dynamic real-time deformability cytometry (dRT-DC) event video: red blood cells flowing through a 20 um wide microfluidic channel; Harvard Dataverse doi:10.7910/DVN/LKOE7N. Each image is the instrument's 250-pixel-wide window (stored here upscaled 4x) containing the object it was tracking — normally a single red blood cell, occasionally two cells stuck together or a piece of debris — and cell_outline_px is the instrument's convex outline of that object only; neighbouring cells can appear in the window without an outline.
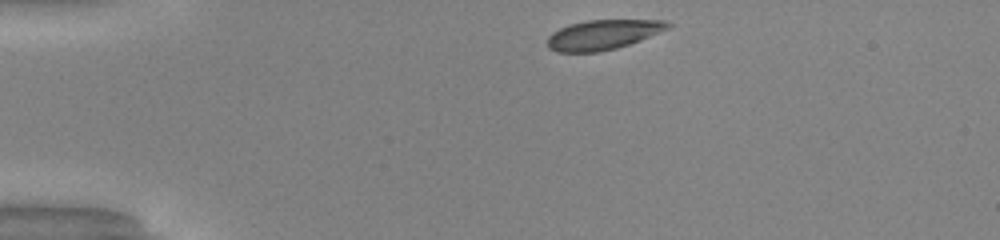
{"species": "common noctule bat (a hibernating species)", "species_latin": "Nyctalus noctula", "temperature_condition": "warm", "stored_images_in_passage": 35, "camera_frame_rate_fps": 3000, "um_per_image_px": 0.085, "animal": {"sex": "male", "body_mass_g": 20.0, "forearm_length_mm": 53.3}, "frame": {"image": 1, "passage_image": 1, "time_ms": 0.0, "image_size_px": [1000, 240], "cell_outline_px": [[672, 28], [640, 40], [616, 48], [596, 52], [556, 52], [548, 48], [548, 36], [552, 32], [560, 28], [572, 24], [588, 20], [664, 20], [672, 24]], "centroid_in_image_um": [51.28, 2.95], "position_along_channel_um": 33.7, "area_um2": 20.87}}
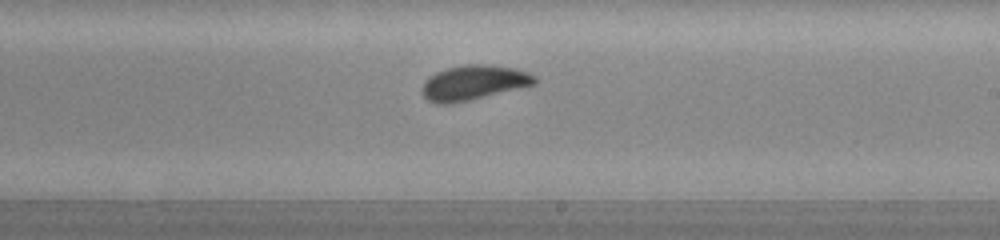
{"frame": {"image": 2, "passage_image": 21, "time_ms": 6.667, "image_size_px": [1000, 240], "cell_outline_px": [[536, 84], [452, 104], [436, 104], [428, 100], [420, 92], [420, 88], [424, 80], [428, 76], [436, 72], [448, 68], [464, 64], [492, 64], [516, 68], [528, 72], [536, 80]], "centroid_in_image_um": [40.2, 7.02], "position_along_channel_um": 248.8, "area_um2": 23.0}}
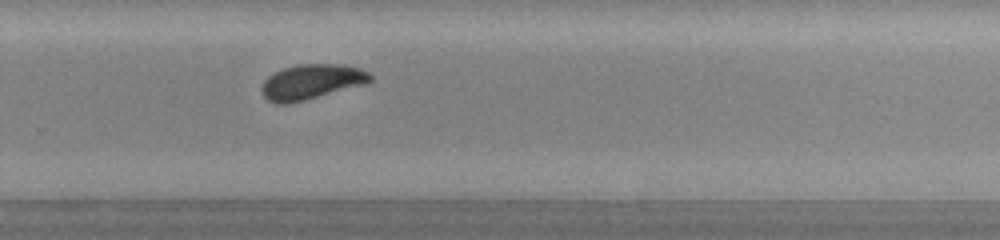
{"frame": {"image": 3, "passage_image": 25, "time_ms": 8.0, "image_size_px": [1000, 240], "cell_outline_px": [[372, 80], [368, 84], [288, 104], [276, 104], [268, 100], [264, 96], [260, 88], [264, 80], [272, 72], [284, 68], [300, 64], [344, 64], [360, 68], [368, 72], [372, 76]], "centroid_in_image_um": [26.49, 6.95], "position_along_channel_um": 303.3, "area_um2": 22.43}, "authors_computed_cell_mechanics": {"area_um2": 22.0218, "velocity_mm_per_s": 4.1011, "shape_relaxation_time_tau1_ms": 4.5684, "shape_relaxation_time_tau2_ms": null, "deformation_change_tau1": 0.1558, "deformation_change_tau2": null}}